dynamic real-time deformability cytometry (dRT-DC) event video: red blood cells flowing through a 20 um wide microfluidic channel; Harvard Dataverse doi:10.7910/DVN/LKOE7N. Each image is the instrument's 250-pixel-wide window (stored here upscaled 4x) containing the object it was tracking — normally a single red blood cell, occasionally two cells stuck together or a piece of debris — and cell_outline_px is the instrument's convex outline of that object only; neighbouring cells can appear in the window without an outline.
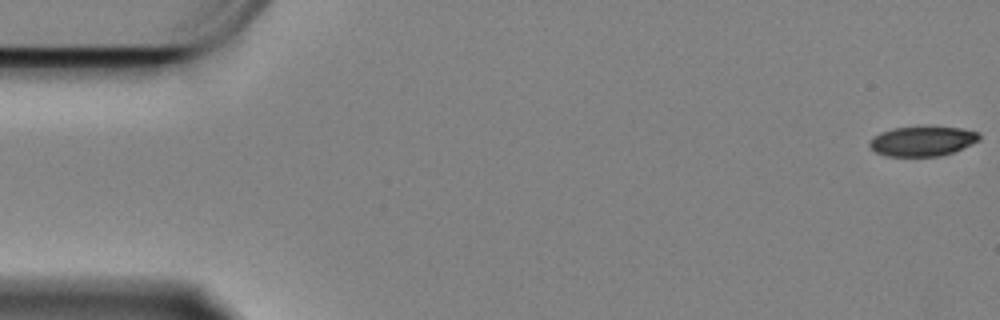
{"species": "Egyptian fruit bat (a non-hibernating species)", "species_latin": "Rousettus aegyptiacus", "temperature_condition": "cold", "stored_images_in_passage": 59, "camera_frame_rate_fps": 3000, "um_per_image_px": 0.085, "animal": {"sex": "female"}, "frame": {"image": 1, "passage_image": 1, "time_ms": 0.0, "image_size_px": [1000, 320], "cell_outline_px": [[980, 140], [972, 144], [952, 152], [940, 156], [888, 156], [876, 152], [868, 144], [868, 140], [872, 136], [880, 132], [892, 128], [964, 128], [980, 132]], "centroid_in_image_um": [78.39, 12.01], "position_along_channel_um": 6.6, "area_um2": 18.84}}
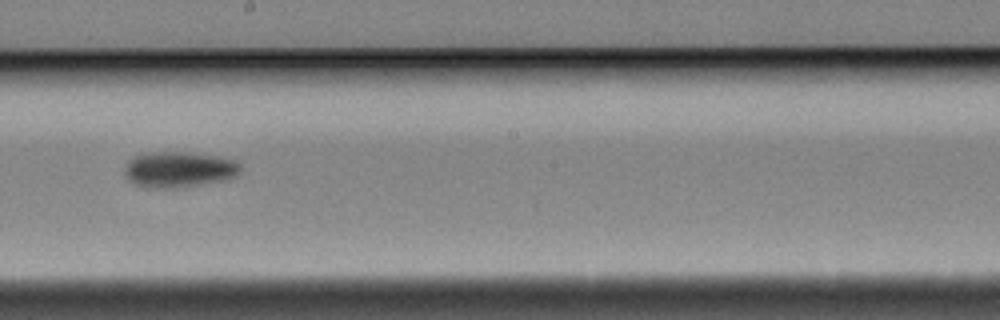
{"frame": {"image": 2, "passage_image": 33, "time_ms": 10.667, "image_size_px": [1000, 320], "cell_outline_px": [[240, 172], [236, 176], [224, 180], [200, 184], [172, 188], [148, 188], [132, 184], [128, 180], [124, 172], [124, 168], [136, 156], [152, 152], [180, 152], [216, 156], [236, 160], [240, 164]], "centroid_in_image_um": [15.21, 14.42], "position_along_channel_um": 233.0, "area_um2": 23.93}}
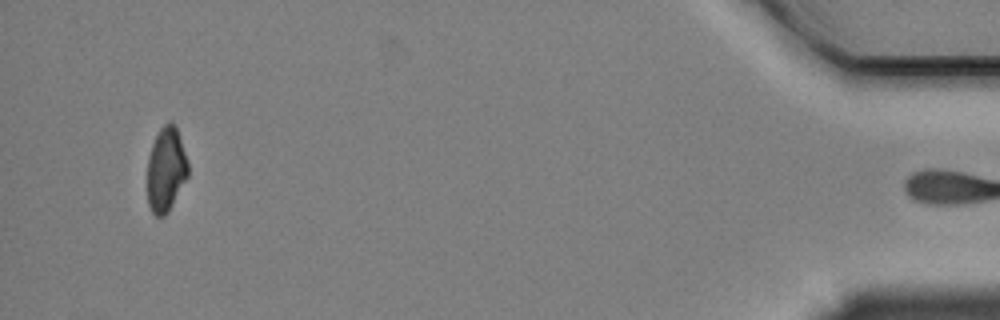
{"frame": {"image": 3, "passage_image": 57, "time_ms": 18.667, "image_size_px": [1000, 320], "cell_outline_px": [[188, 176], [168, 212], [164, 216], [156, 216], [152, 212], [148, 204], [148, 156], [152, 144], [160, 128], [168, 120], [172, 120], [176, 128], [188, 164]], "centroid_in_image_um": [14.1, 14.41], "position_along_channel_um": 421.1, "area_um2": 19.83}, "authors_computed_cell_mechanics": {"area_um2": 21.5594, "velocity_mm_per_s": 3.3428, "shape_relaxation_time_tau1_ms": 4.5275, "shape_relaxation_time_tau2_ms": null, "deformation_change_tau1": 0.1245, "deformation_change_tau2": null}}